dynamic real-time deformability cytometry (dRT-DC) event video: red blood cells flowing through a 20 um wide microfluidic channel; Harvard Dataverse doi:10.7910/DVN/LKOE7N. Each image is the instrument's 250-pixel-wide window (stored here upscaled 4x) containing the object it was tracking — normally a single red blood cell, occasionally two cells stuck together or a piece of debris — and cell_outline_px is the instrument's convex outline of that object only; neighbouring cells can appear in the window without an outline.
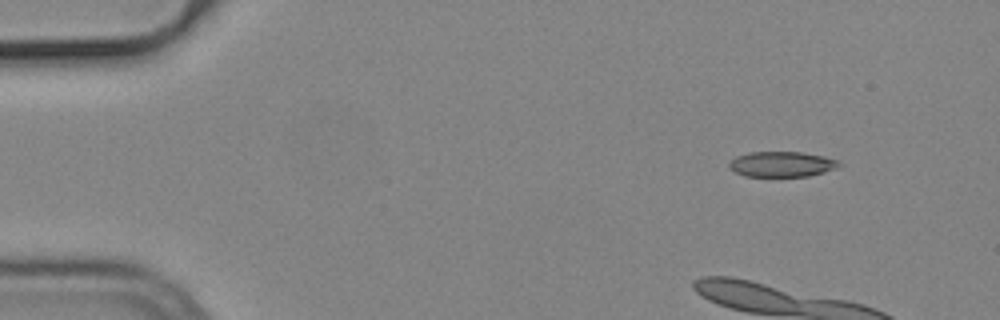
{"species": "common noctule bat (a hibernating species)", "species_latin": "Nyctalus noctula", "temperature_condition": "cold", "stored_images_in_passage": 8, "camera_frame_rate_fps": 3000, "um_per_image_px": 0.085, "animal": {"sex": "male", "body_mass_g": 19.2, "forearm_length_mm": 51.8}, "frame": {"image": 1, "passage_image": 1, "time_ms": 0.0, "image_size_px": [1000, 320], "cell_outline_px": [[840, 164], [836, 168], [824, 172], [808, 176], [744, 176], [728, 168], [728, 164], [736, 156], [748, 152], [800, 152], [824, 156], [836, 160]], "centroid_in_image_um": [66.41, 13.95], "position_along_channel_um": 18.6, "area_um2": 16.13}}